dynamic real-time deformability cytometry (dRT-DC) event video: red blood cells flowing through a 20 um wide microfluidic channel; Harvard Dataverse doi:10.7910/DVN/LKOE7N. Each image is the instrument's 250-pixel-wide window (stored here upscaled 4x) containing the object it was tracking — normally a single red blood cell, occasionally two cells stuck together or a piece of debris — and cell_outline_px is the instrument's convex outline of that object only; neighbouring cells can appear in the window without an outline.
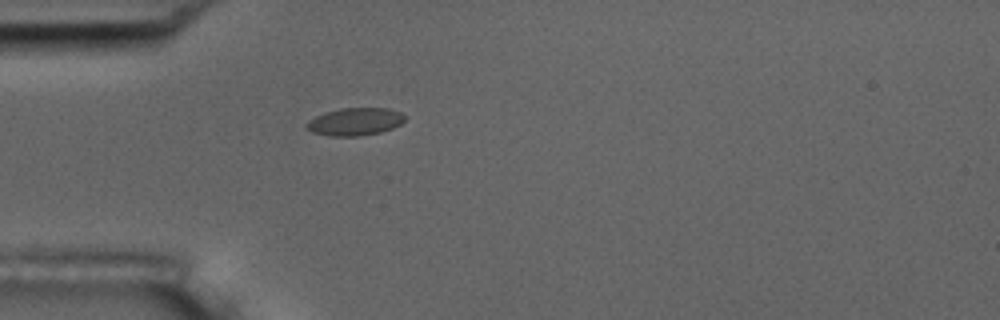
{"species": "common noctule bat (a hibernating species)", "species_latin": "Nyctalus noctula", "temperature_condition": "room temperature", "stored_images_in_passage": 5, "camera_frame_rate_fps": 3000, "um_per_image_px": 0.085, "animal": {"sex": "male", "body_mass_g": 17.5, "forearm_length_mm": 52.3}, "frame": {"image": 1, "passage_image": 5, "time_ms": 4.667, "image_size_px": [1000, 320], "cell_outline_px": [[404, 120], [400, 124], [392, 128], [380, 132], [360, 136], [328, 136], [312, 132], [304, 128], [304, 124], [308, 120], [324, 112], [340, 108], [388, 108], [400, 112], [404, 116]], "centroid_in_image_um": [30.11, 10.34], "position_along_channel_um": 54.9, "area_um2": 15.95}}